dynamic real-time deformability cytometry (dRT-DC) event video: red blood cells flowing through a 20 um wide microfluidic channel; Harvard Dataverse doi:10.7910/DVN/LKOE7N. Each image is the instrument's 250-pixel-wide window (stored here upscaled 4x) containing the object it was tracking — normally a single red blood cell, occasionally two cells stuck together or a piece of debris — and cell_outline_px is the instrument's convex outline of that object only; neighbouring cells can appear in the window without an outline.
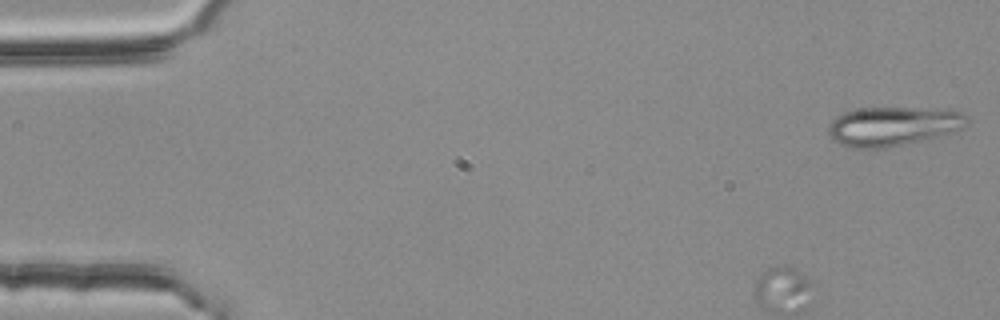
{"species": "common noctule bat (a hibernating species)", "species_latin": "Nyctalus noctula", "temperature_condition": "room temperature", "stored_images_in_passage": 4, "segment_of_instrument_passage": [1, 2], "camera_frame_rate_fps": 3000, "um_per_image_px": 0.085, "animal": {"sex": "female", "body_mass_g": 25.1}, "frame": {"image": 1, "passage_image": 1, "time_ms": 0.0, "image_size_px": [1000, 320], "cell_outline_px": [[968, 120], [964, 128], [936, 136], [920, 140], [884, 148], [852, 148], [840, 144], [832, 140], [828, 132], [828, 124], [836, 116], [844, 112], [860, 108], [952, 108], [964, 112], [968, 116]], "centroid_in_image_um": [75.92, 10.7], "position_along_channel_um": 9.1, "area_um2": 31.85}}